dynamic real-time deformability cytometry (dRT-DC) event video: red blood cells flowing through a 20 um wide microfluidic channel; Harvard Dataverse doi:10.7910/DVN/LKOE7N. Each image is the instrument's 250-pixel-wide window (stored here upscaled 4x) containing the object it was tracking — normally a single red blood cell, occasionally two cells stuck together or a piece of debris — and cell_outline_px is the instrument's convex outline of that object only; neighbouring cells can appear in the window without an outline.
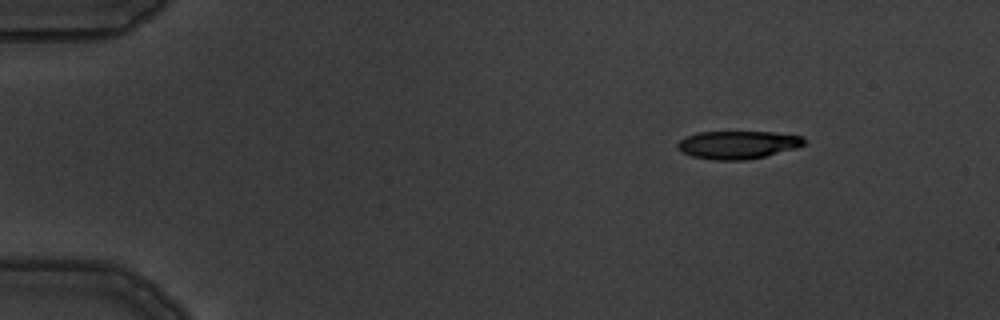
{"species": "common noctule bat (a hibernating species)", "species_latin": "Nyctalus noctula", "temperature_condition": "warm", "stored_images_in_passage": 9, "camera_frame_rate_fps": 3000, "um_per_image_px": 0.085, "animal": {"sex": "male", "body_mass_g": 19.5, "forearm_length_mm": 54.6}, "frame": {"image": 1, "passage_image": 1, "time_ms": 0.0, "image_size_px": [1000, 320], "cell_outline_px": [[808, 140], [804, 144], [796, 148], [764, 156], [744, 160], [716, 160], [692, 156], [676, 148], [676, 144], [684, 136], [700, 132], [772, 132], [800, 136]], "centroid_in_image_um": [62.69, 12.3], "position_along_channel_um": 22.3, "area_um2": 20.52}}
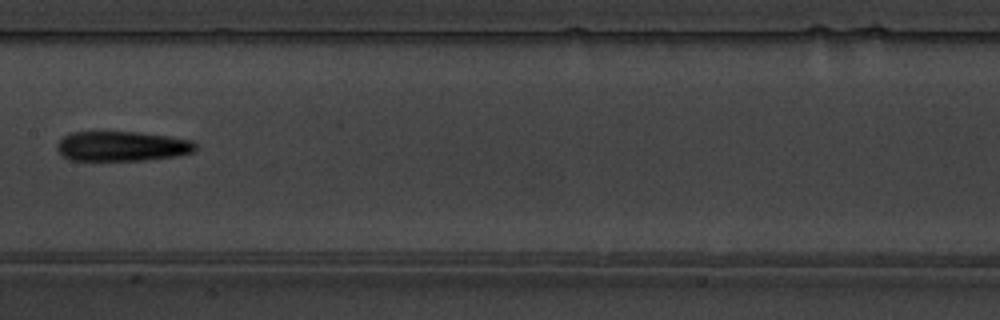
{"frame": {"image": 2, "passage_image": 7, "time_ms": 7.0, "image_size_px": [1000, 320], "cell_outline_px": [[196, 148], [192, 152], [172, 156], [144, 160], [68, 160], [60, 156], [56, 148], [56, 144], [64, 136], [72, 132], [140, 132], [168, 136], [192, 140], [196, 144]], "centroid_in_image_um": [10.31, 12.42], "position_along_channel_um": 197.1, "area_um2": 24.1}}
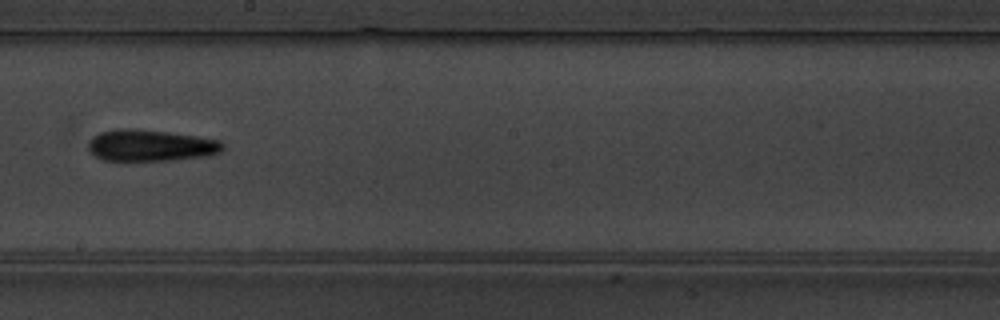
{"frame": {"image": 3, "passage_image": 8, "time_ms": 8.0, "image_size_px": [1000, 320], "cell_outline_px": [[224, 148], [220, 152], [208, 156], [172, 160], [104, 160], [96, 156], [88, 148], [88, 144], [92, 136], [100, 132], [116, 128], [128, 128], [168, 132], [196, 136], [220, 140], [224, 144]], "centroid_in_image_um": [12.81, 12.35], "position_along_channel_um": 235.4, "area_um2": 24.68}}